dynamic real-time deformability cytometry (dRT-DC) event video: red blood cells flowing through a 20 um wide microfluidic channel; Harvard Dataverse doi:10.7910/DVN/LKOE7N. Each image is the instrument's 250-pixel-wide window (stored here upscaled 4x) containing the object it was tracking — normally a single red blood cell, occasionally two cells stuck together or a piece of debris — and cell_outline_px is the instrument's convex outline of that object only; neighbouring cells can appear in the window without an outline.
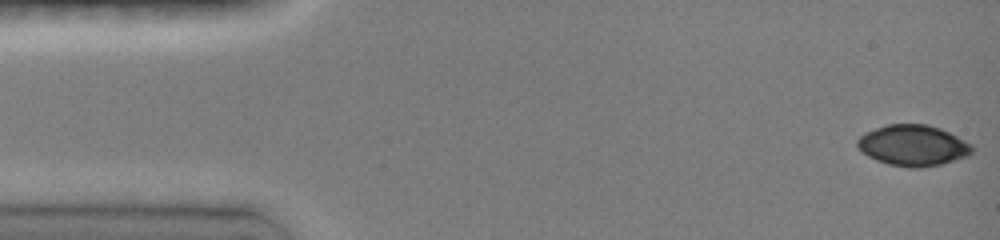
{"species": "common noctule bat (a hibernating species)", "species_latin": "Nyctalus noctula", "temperature_condition": "room temperature", "stored_images_in_passage": 46, "camera_frame_rate_fps": 3000, "um_per_image_px": 0.085, "animal": {"sex": "female", "body_mass_g": 19.0, "forearm_length_mm": 51.5}, "frame": {"image": 1, "passage_image": 1, "time_ms": 0.0, "image_size_px": [1000, 240], "cell_outline_px": [[972, 152], [968, 156], [940, 164], [920, 168], [908, 168], [888, 164], [876, 160], [868, 156], [856, 144], [856, 140], [860, 136], [876, 128], [888, 124], [924, 124], [940, 128], [972, 144]], "centroid_in_image_um": [77.61, 12.37], "position_along_channel_um": 7.4, "area_um2": 27.11}}
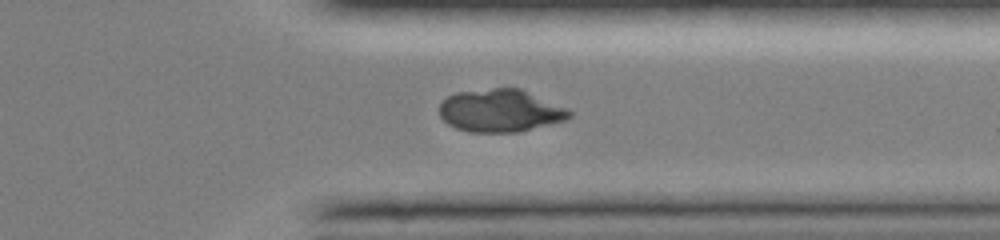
{"frame": {"image": 2, "passage_image": 36, "time_ms": 11.667, "image_size_px": [1000, 240], "cell_outline_px": [[572, 116], [568, 120], [520, 132], [472, 132], [456, 128], [448, 124], [440, 116], [440, 104], [448, 96], [456, 92], [492, 88], [520, 88], [568, 108], [572, 112]], "centroid_in_image_um": [42.57, 9.41], "position_along_channel_um": 368.8, "area_um2": 32.54}}
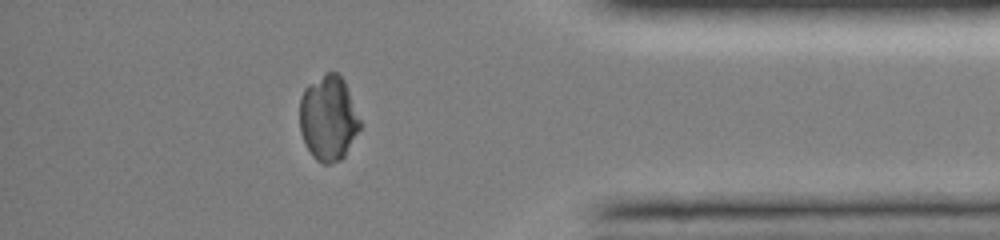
{"frame": {"image": 3, "passage_image": 40, "time_ms": 13.0, "image_size_px": [1000, 240], "cell_outline_px": [[360, 128], [344, 156], [340, 160], [328, 164], [324, 164], [316, 160], [312, 156], [300, 132], [300, 96], [304, 88], [308, 84], [324, 72], [336, 72], [344, 80], [360, 120]], "centroid_in_image_um": [27.88, 10.02], "position_along_channel_um": 407.3, "area_um2": 29.82}}